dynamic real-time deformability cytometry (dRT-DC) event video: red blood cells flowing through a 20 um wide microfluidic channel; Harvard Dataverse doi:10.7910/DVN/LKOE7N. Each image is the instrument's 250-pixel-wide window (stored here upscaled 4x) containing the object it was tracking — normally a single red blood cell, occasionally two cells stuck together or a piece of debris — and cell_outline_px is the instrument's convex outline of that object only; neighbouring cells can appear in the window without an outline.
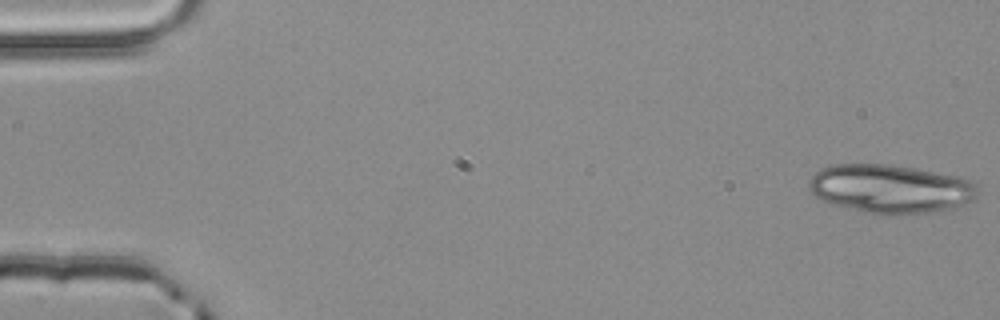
{"species": "common noctule bat (a hibernating species)", "species_latin": "Nyctalus noctula", "temperature_condition": "room temperature", "stored_images_in_passage": 4, "camera_frame_rate_fps": 3000, "um_per_image_px": 0.085, "animal": {"sex": "male", "body_mass_g": 20.4}, "frame": {"image": 1, "passage_image": 1, "time_ms": 0.0, "image_size_px": [1000, 320], "cell_outline_px": [[980, 192], [972, 200], [964, 204], [948, 208], [928, 212], [896, 216], [876, 216], [836, 204], [824, 200], [816, 196], [808, 188], [808, 180], [816, 172], [824, 168], [836, 164], [888, 164], [912, 168], [956, 176], [972, 180], [976, 184]], "centroid_in_image_um": [75.7, 16.06], "position_along_channel_um": 9.3, "area_um2": 47.86}}